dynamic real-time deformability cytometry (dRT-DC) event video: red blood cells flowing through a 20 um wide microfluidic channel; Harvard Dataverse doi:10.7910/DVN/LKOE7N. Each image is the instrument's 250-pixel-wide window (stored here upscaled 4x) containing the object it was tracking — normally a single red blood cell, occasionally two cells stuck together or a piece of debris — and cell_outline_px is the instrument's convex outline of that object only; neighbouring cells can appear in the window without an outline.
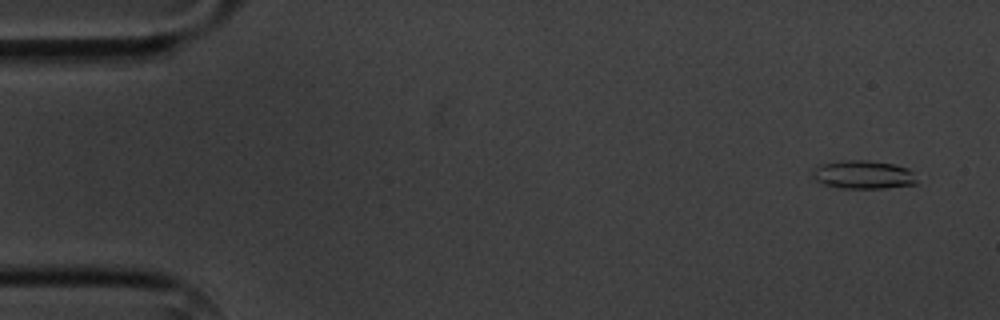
{"species": "common noctule bat (a hibernating species)", "species_latin": "Nyctalus noctula", "temperature_condition": "cold", "stored_images_in_passage": 4, "camera_frame_rate_fps": 3000, "um_per_image_px": 0.085, "animal": {"sex": "male", "body_mass_g": 20.1, "forearm_length_mm": 53.5}, "frame": {"image": 1, "passage_image": 1, "time_ms": 0.0, "image_size_px": [1000, 320], "cell_outline_px": [[916, 184], [884, 188], [840, 188], [824, 184], [816, 180], [812, 176], [812, 168], [820, 164], [844, 160], [868, 160], [892, 164], [908, 168], [912, 172], [916, 180]], "centroid_in_image_um": [73.34, 14.84], "position_along_channel_um": 11.7, "area_um2": 17.22}}